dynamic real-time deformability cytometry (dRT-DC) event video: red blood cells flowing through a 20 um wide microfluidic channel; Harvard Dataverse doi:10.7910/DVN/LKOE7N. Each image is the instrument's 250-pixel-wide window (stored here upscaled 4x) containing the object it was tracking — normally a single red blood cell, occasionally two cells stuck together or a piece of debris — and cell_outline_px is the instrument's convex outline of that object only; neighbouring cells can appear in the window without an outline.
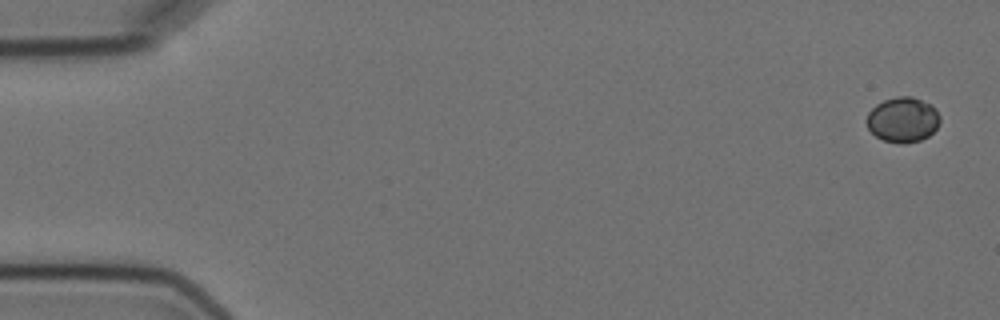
{"species": "Egyptian fruit bat (a non-hibernating species)", "species_latin": "Rousettus aegyptiacus", "temperature_condition": "cold", "stored_images_in_passage": 11, "camera_frame_rate_fps": 3000, "um_per_image_px": 0.085, "animal": {"sex": "female"}, "frame": {"image": 1, "passage_image": 1, "time_ms": 0.0, "image_size_px": [1000, 320], "cell_outline_px": [[940, 124], [928, 136], [920, 140], [904, 144], [900, 144], [884, 140], [876, 136], [868, 128], [868, 112], [876, 104], [884, 100], [896, 96], [912, 96], [936, 108], [940, 116]], "centroid_in_image_um": [76.75, 10.17], "position_along_channel_um": 8.2, "area_um2": 19.19}}
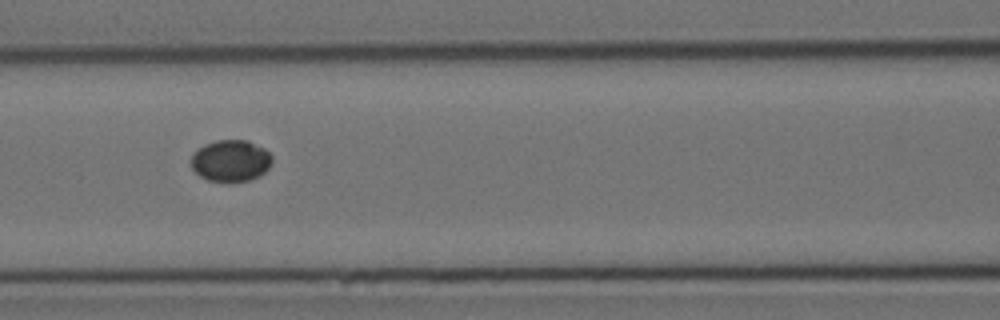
{"frame": {"image": 2, "passage_image": 7, "time_ms": 7.667, "image_size_px": [1000, 320], "cell_outline_px": [[272, 164], [260, 176], [248, 180], [208, 180], [200, 176], [192, 168], [192, 156], [204, 144], [216, 140], [248, 140], [264, 148], [272, 156]], "centroid_in_image_um": [19.64, 13.64], "position_along_channel_um": 147.0, "area_um2": 19.31}}
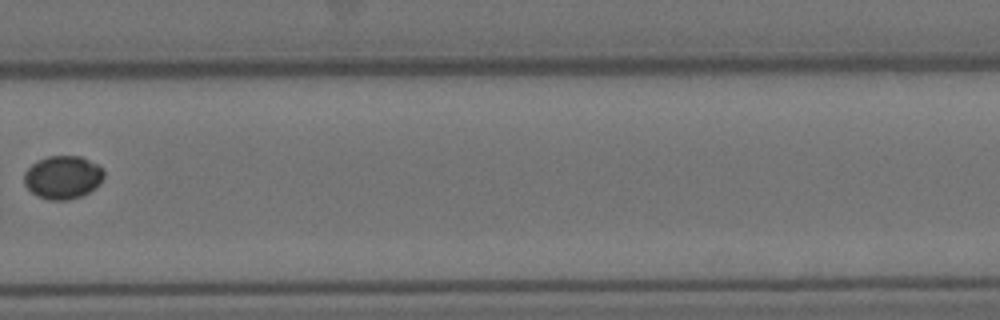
{"frame": {"image": 3, "passage_image": 11, "time_ms": 12.667, "image_size_px": [1000, 320], "cell_outline_px": [[104, 176], [88, 192], [80, 196], [68, 200], [48, 200], [36, 196], [24, 184], [24, 172], [36, 160], [48, 156], [80, 156], [96, 164], [104, 172]], "centroid_in_image_um": [5.27, 15.07], "position_along_channel_um": 324.5, "area_um2": 19.83}}